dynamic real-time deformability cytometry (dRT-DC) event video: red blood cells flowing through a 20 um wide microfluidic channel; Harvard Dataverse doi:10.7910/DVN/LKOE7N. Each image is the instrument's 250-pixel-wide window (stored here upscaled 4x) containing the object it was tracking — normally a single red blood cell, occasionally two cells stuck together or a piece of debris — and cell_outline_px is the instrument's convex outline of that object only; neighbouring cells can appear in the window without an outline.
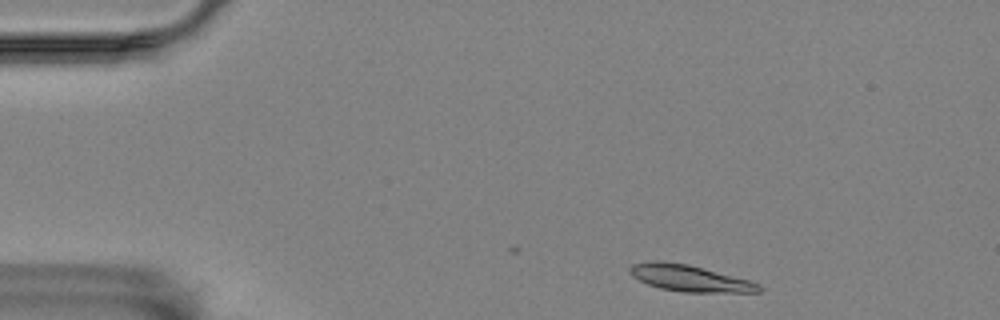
{"species": "Egyptian fruit bat (a non-hibernating species)", "species_latin": "Rousettus aegyptiacus", "temperature_condition": "room temperature", "stored_images_in_passage": 39, "camera_frame_rate_fps": 3000, "um_per_image_px": 0.085, "animal": {"sex": "female"}, "frame": {"image": 1, "passage_image": 1, "time_ms": 0.0, "image_size_px": [1000, 320], "cell_outline_px": [[764, 288], [760, 292], [684, 292], [660, 288], [648, 284], [632, 276], [628, 272], [628, 268], [632, 264], [652, 260], [660, 260], [688, 264], [748, 280], [760, 284]], "centroid_in_image_um": [58.59, 23.64], "position_along_channel_um": 26.4, "area_um2": 19.88}}
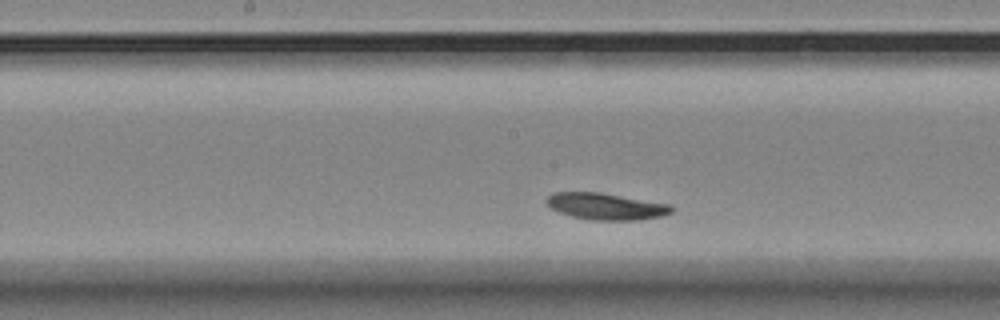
{"frame": {"image": 2, "passage_image": 23, "time_ms": 7.333, "image_size_px": [1000, 320], "cell_outline_px": [[672, 212], [660, 216], [640, 220], [592, 220], [572, 216], [560, 212], [544, 204], [544, 200], [552, 192], [600, 192], [672, 204]], "centroid_in_image_um": [51.49, 17.53], "position_along_channel_um": 196.7, "area_um2": 19.54}}
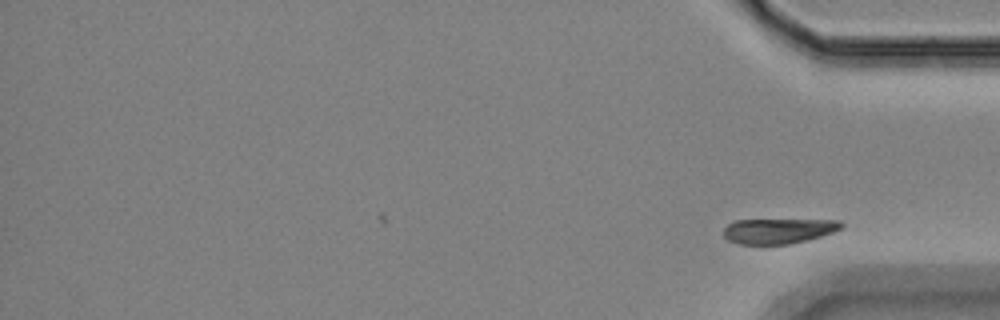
{"frame": {"image": 3, "passage_image": 39, "time_ms": 12.667, "image_size_px": [1000, 320], "cell_outline_px": [[844, 228], [808, 240], [788, 244], [740, 244], [728, 240], [724, 236], [724, 228], [728, 224], [736, 220], [840, 220], [844, 224]], "centroid_in_image_um": [66.19, 19.62], "position_along_channel_um": 369.0, "area_um2": 17.22}, "authors_computed_cell_mechanics": {"area_um2": 19.5364, "velocity_mm_per_s": 3.2438, "shape_relaxation_time_tau1_ms": 0.6945, "shape_relaxation_time_tau2_ms": null, "deformation_change_tau1": 0.0599, "deformation_change_tau2": null}}